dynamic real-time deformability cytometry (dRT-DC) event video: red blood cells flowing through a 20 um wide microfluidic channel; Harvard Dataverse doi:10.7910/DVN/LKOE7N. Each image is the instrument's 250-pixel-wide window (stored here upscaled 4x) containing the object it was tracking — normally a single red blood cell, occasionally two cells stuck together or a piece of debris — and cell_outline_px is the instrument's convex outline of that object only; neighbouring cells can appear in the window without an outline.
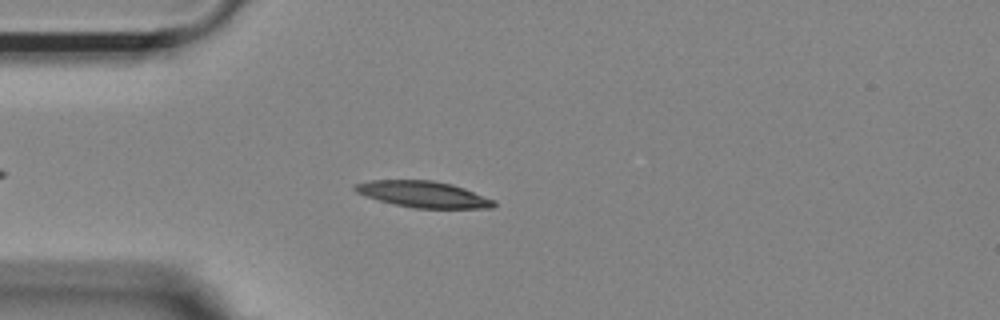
{"species": "Egyptian fruit bat (a non-hibernating species)", "species_latin": "Rousettus aegyptiacus", "temperature_condition": "room temperature", "stored_images_in_passage": 44, "camera_frame_rate_fps": 3000, "um_per_image_px": 0.085, "animal": {"sex": "female"}, "frame": {"image": 1, "passage_image": 8, "time_ms": 2.333, "image_size_px": [1000, 320], "cell_outline_px": [[496, 204], [492, 208], [416, 208], [396, 204], [364, 196], [356, 192], [352, 188], [356, 184], [372, 180], [432, 180], [452, 184], [464, 188], [492, 200]], "centroid_in_image_um": [35.94, 16.51], "position_along_channel_um": 49.1, "area_um2": 20.92}}
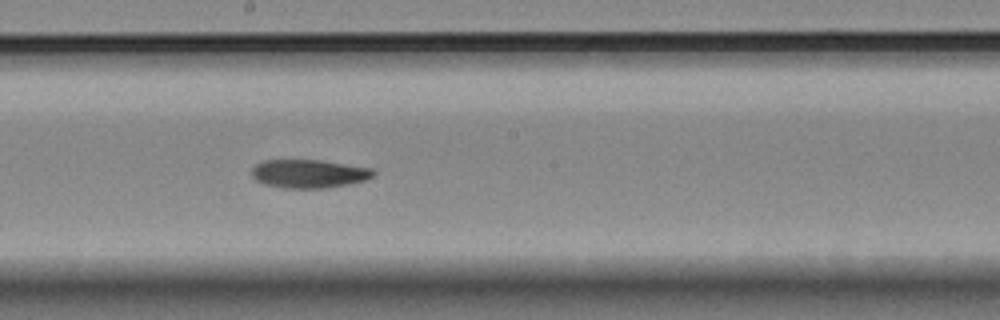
{"frame": {"image": 2, "passage_image": 23, "time_ms": 7.333, "image_size_px": [1000, 320], "cell_outline_px": [[376, 176], [352, 184], [328, 188], [284, 188], [264, 184], [256, 180], [252, 176], [252, 168], [256, 164], [264, 160], [320, 160], [372, 168], [376, 172]], "centroid_in_image_um": [26.29, 14.77], "position_along_channel_um": 221.9, "area_um2": 20.35}}
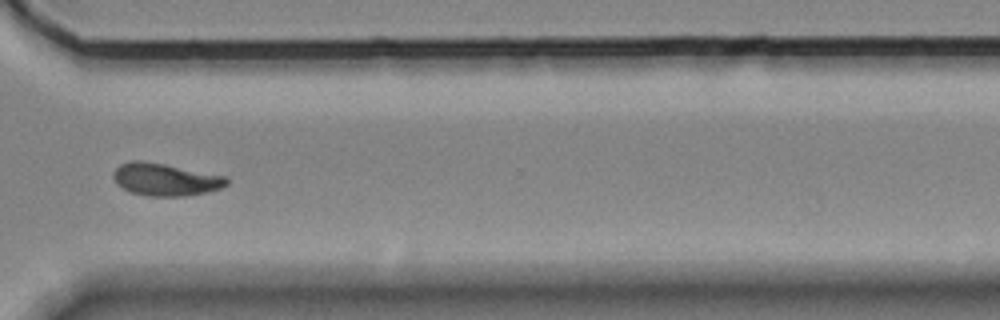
{"frame": {"image": 3, "passage_image": 34, "time_ms": 11.0, "image_size_px": [1000, 320], "cell_outline_px": [[228, 184], [220, 188], [204, 192], [184, 196], [148, 196], [132, 192], [116, 184], [112, 176], [112, 172], [120, 164], [132, 160], [144, 160], [228, 176]], "centroid_in_image_um": [14.04, 15.24], "position_along_channel_um": 356.6, "area_um2": 21.5}, "authors_computed_cell_mechanics": {"area_um2": 20.808, "velocity_mm_per_s": 3.6728, "shape_relaxation_time_tau1_ms": 8.791, "shape_relaxation_time_tau2_ms": 4.4113, "deformation_change_tau1": 0.2105, "deformation_change_tau2": 0.0987}}